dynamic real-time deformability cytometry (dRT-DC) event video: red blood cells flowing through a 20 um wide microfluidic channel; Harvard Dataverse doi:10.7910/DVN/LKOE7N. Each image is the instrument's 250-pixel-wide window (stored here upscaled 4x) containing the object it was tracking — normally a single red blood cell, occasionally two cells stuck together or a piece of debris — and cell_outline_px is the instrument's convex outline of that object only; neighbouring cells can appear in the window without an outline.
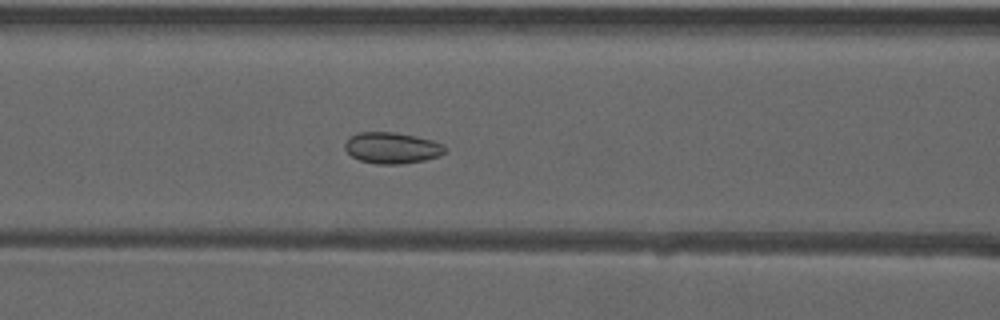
{"species": "common noctule bat (a hibernating species)", "species_latin": "Nyctalus noctula", "temperature_condition": "warm", "stored_images_in_passage": 44, "camera_frame_rate_fps": 3000, "um_per_image_px": 0.085, "animal": {"sex": "male", "forearm_length_mm": 52.5}, "frame": {"image": 1, "passage_image": 14, "time_ms": 4.333, "image_size_px": [1000, 320], "cell_outline_px": [[448, 148], [440, 156], [424, 160], [400, 164], [376, 164], [360, 160], [352, 156], [344, 148], [344, 144], [356, 132], [392, 132], [416, 136], [432, 140], [444, 144]], "centroid_in_image_um": [33.34, 12.57], "position_along_channel_um": 133.3, "area_um2": 18.21}}
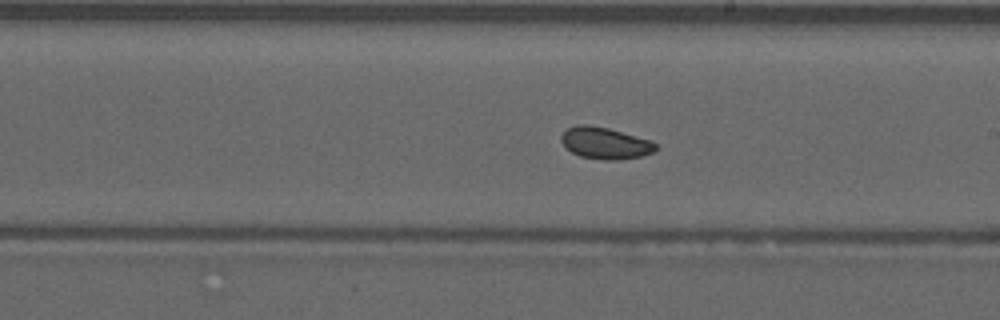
{"frame": {"image": 2, "passage_image": 22, "time_ms": 7.0, "image_size_px": [1000, 320], "cell_outline_px": [[656, 148], [652, 152], [640, 156], [616, 160], [604, 160], [580, 156], [572, 152], [560, 140], [560, 136], [568, 128], [576, 124], [588, 124], [608, 128], [648, 140], [656, 144]], "centroid_in_image_um": [51.38, 12.16], "position_along_channel_um": 237.6, "area_um2": 17.11}}
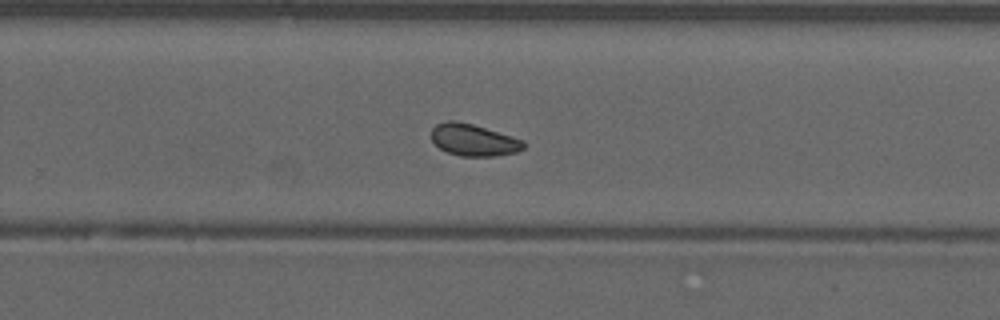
{"frame": {"image": 3, "passage_image": 26, "time_ms": 8.333, "image_size_px": [1000, 320], "cell_outline_px": [[524, 148], [516, 152], [496, 156], [460, 156], [448, 152], [440, 148], [432, 140], [432, 128], [436, 124], [448, 120], [456, 120], [472, 124], [512, 136], [524, 140]], "centroid_in_image_um": [40.25, 11.89], "position_along_channel_um": 289.5, "area_um2": 17.05}, "authors_computed_cell_mechanics": {"area_um2": 17.5423, "velocity_mm_per_s": 3.9315, "shape_relaxation_time_tau1_ms": null, "shape_relaxation_time_tau2_ms": 2.4162, "deformation_change_tau1": null, "deformation_change_tau2": 0.0657}}